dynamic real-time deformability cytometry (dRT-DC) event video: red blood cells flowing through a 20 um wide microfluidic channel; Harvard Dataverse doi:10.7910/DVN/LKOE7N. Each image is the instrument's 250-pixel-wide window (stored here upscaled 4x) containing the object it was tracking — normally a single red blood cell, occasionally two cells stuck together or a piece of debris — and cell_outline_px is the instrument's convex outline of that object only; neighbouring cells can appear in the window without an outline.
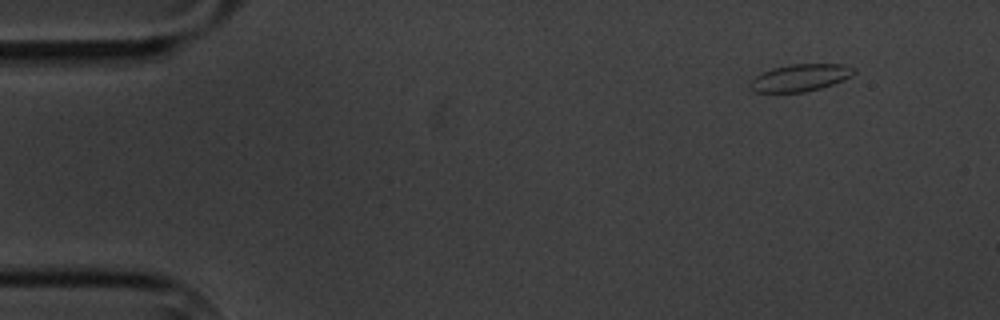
{"species": "common noctule bat (a hibernating species)", "species_latin": "Nyctalus noctula", "temperature_condition": "cold", "stored_images_in_passage": 4, "camera_frame_rate_fps": 3000, "um_per_image_px": 0.085, "animal": {"sex": "male", "body_mass_g": 20.1, "forearm_length_mm": 53.5}, "frame": {"image": 1, "passage_image": 1, "time_ms": 0.0, "image_size_px": [1000, 320], "cell_outline_px": [[856, 72], [852, 76], [844, 80], [820, 88], [804, 92], [756, 92], [748, 88], [748, 84], [756, 76], [772, 68], [792, 64], [844, 64], [856, 68]], "centroid_in_image_um": [68.04, 6.6], "position_along_channel_um": 17.0, "area_um2": 16.47}}
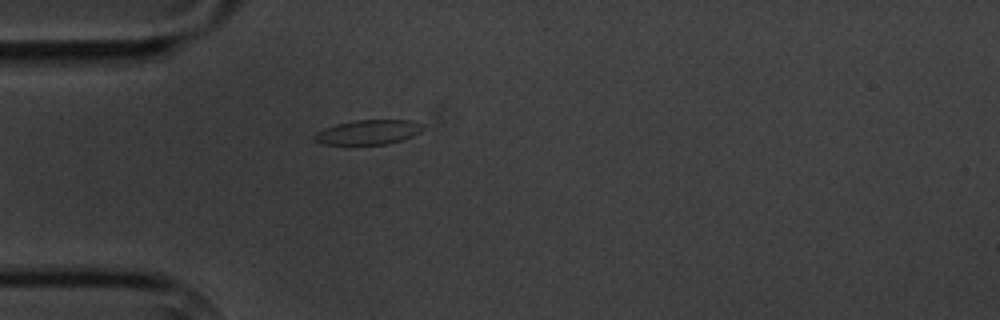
{"frame": {"image": 2, "passage_image": 4, "time_ms": 3.667, "image_size_px": [1000, 320], "cell_outline_px": [[424, 128], [420, 132], [412, 136], [388, 144], [320, 144], [312, 136], [316, 132], [324, 128], [336, 124], [356, 120], [412, 120], [424, 124]], "centroid_in_image_um": [31.31, 11.23], "position_along_channel_um": 53.7, "area_um2": 15.55}}